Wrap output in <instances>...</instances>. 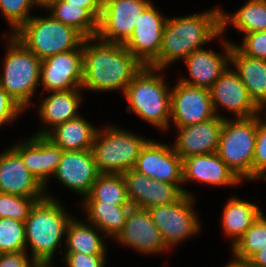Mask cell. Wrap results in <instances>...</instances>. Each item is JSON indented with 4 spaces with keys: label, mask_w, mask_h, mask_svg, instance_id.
<instances>
[{
    "label": "cell",
    "mask_w": 266,
    "mask_h": 267,
    "mask_svg": "<svg viewBox=\"0 0 266 267\" xmlns=\"http://www.w3.org/2000/svg\"><path fill=\"white\" fill-rule=\"evenodd\" d=\"M230 61L236 67L250 98L259 106L266 101V60L244 55L235 44L232 45Z\"/></svg>",
    "instance_id": "d4e9b609"
},
{
    "label": "cell",
    "mask_w": 266,
    "mask_h": 267,
    "mask_svg": "<svg viewBox=\"0 0 266 267\" xmlns=\"http://www.w3.org/2000/svg\"><path fill=\"white\" fill-rule=\"evenodd\" d=\"M95 41L96 44H91ZM143 67L124 44L104 42L98 37L83 40L82 89L95 91L121 89L124 93Z\"/></svg>",
    "instance_id": "6da1fadb"
},
{
    "label": "cell",
    "mask_w": 266,
    "mask_h": 267,
    "mask_svg": "<svg viewBox=\"0 0 266 267\" xmlns=\"http://www.w3.org/2000/svg\"><path fill=\"white\" fill-rule=\"evenodd\" d=\"M122 176L128 201L132 207L149 209L177 202L184 195L192 196L181 186L149 178L134 169L124 172Z\"/></svg>",
    "instance_id": "8fae6325"
},
{
    "label": "cell",
    "mask_w": 266,
    "mask_h": 267,
    "mask_svg": "<svg viewBox=\"0 0 266 267\" xmlns=\"http://www.w3.org/2000/svg\"><path fill=\"white\" fill-rule=\"evenodd\" d=\"M249 267H266V244L254 253L248 260Z\"/></svg>",
    "instance_id": "7bdbcfd3"
},
{
    "label": "cell",
    "mask_w": 266,
    "mask_h": 267,
    "mask_svg": "<svg viewBox=\"0 0 266 267\" xmlns=\"http://www.w3.org/2000/svg\"><path fill=\"white\" fill-rule=\"evenodd\" d=\"M256 133L257 116L235 121L224 119L217 154L240 180H252Z\"/></svg>",
    "instance_id": "ba28073f"
},
{
    "label": "cell",
    "mask_w": 266,
    "mask_h": 267,
    "mask_svg": "<svg viewBox=\"0 0 266 267\" xmlns=\"http://www.w3.org/2000/svg\"><path fill=\"white\" fill-rule=\"evenodd\" d=\"M225 54L221 55L210 50H195L184 59L191 79L182 78L180 82L190 86L210 89L228 68L232 45L223 41Z\"/></svg>",
    "instance_id": "7402d4cb"
},
{
    "label": "cell",
    "mask_w": 266,
    "mask_h": 267,
    "mask_svg": "<svg viewBox=\"0 0 266 267\" xmlns=\"http://www.w3.org/2000/svg\"><path fill=\"white\" fill-rule=\"evenodd\" d=\"M193 200V196L184 195L177 202L148 209L168 248L199 231V219L192 209Z\"/></svg>",
    "instance_id": "30bf717a"
},
{
    "label": "cell",
    "mask_w": 266,
    "mask_h": 267,
    "mask_svg": "<svg viewBox=\"0 0 266 267\" xmlns=\"http://www.w3.org/2000/svg\"><path fill=\"white\" fill-rule=\"evenodd\" d=\"M148 139L110 126L96 132L92 152L100 174H123L133 169Z\"/></svg>",
    "instance_id": "52a82bcc"
},
{
    "label": "cell",
    "mask_w": 266,
    "mask_h": 267,
    "mask_svg": "<svg viewBox=\"0 0 266 267\" xmlns=\"http://www.w3.org/2000/svg\"><path fill=\"white\" fill-rule=\"evenodd\" d=\"M166 20L167 17H163L151 3L140 15L131 37L124 44L143 66H151L158 59Z\"/></svg>",
    "instance_id": "4fadbf2b"
},
{
    "label": "cell",
    "mask_w": 266,
    "mask_h": 267,
    "mask_svg": "<svg viewBox=\"0 0 266 267\" xmlns=\"http://www.w3.org/2000/svg\"><path fill=\"white\" fill-rule=\"evenodd\" d=\"M32 267H51L50 262H36Z\"/></svg>",
    "instance_id": "bcb514c9"
},
{
    "label": "cell",
    "mask_w": 266,
    "mask_h": 267,
    "mask_svg": "<svg viewBox=\"0 0 266 267\" xmlns=\"http://www.w3.org/2000/svg\"><path fill=\"white\" fill-rule=\"evenodd\" d=\"M27 252L0 254V267H32L36 262L28 259Z\"/></svg>",
    "instance_id": "60d3db41"
},
{
    "label": "cell",
    "mask_w": 266,
    "mask_h": 267,
    "mask_svg": "<svg viewBox=\"0 0 266 267\" xmlns=\"http://www.w3.org/2000/svg\"><path fill=\"white\" fill-rule=\"evenodd\" d=\"M69 4L82 5L87 8L98 20L102 14L103 0H64Z\"/></svg>",
    "instance_id": "b9f144b4"
},
{
    "label": "cell",
    "mask_w": 266,
    "mask_h": 267,
    "mask_svg": "<svg viewBox=\"0 0 266 267\" xmlns=\"http://www.w3.org/2000/svg\"><path fill=\"white\" fill-rule=\"evenodd\" d=\"M0 87L25 109L40 82L41 60L29 51L14 35L10 37Z\"/></svg>",
    "instance_id": "8992f818"
},
{
    "label": "cell",
    "mask_w": 266,
    "mask_h": 267,
    "mask_svg": "<svg viewBox=\"0 0 266 267\" xmlns=\"http://www.w3.org/2000/svg\"><path fill=\"white\" fill-rule=\"evenodd\" d=\"M62 1V0H35L36 4L40 7H45L48 8L50 7L53 3Z\"/></svg>",
    "instance_id": "f6af8a7d"
},
{
    "label": "cell",
    "mask_w": 266,
    "mask_h": 267,
    "mask_svg": "<svg viewBox=\"0 0 266 267\" xmlns=\"http://www.w3.org/2000/svg\"><path fill=\"white\" fill-rule=\"evenodd\" d=\"M117 240L142 253H160L168 250L162 234L152 221L148 209L132 207Z\"/></svg>",
    "instance_id": "e0dca14e"
},
{
    "label": "cell",
    "mask_w": 266,
    "mask_h": 267,
    "mask_svg": "<svg viewBox=\"0 0 266 267\" xmlns=\"http://www.w3.org/2000/svg\"><path fill=\"white\" fill-rule=\"evenodd\" d=\"M264 217L262 213L232 246L235 259L247 261L266 244V218Z\"/></svg>",
    "instance_id": "d6a6232c"
},
{
    "label": "cell",
    "mask_w": 266,
    "mask_h": 267,
    "mask_svg": "<svg viewBox=\"0 0 266 267\" xmlns=\"http://www.w3.org/2000/svg\"><path fill=\"white\" fill-rule=\"evenodd\" d=\"M73 218L68 222L65 234L67 235V252L82 254H105V245L98 231ZM101 237V238H100Z\"/></svg>",
    "instance_id": "4dcf8cb0"
},
{
    "label": "cell",
    "mask_w": 266,
    "mask_h": 267,
    "mask_svg": "<svg viewBox=\"0 0 266 267\" xmlns=\"http://www.w3.org/2000/svg\"><path fill=\"white\" fill-rule=\"evenodd\" d=\"M209 90L216 116H219L216 114L218 105L233 112L236 119L259 115L258 106L250 98L236 71L227 68Z\"/></svg>",
    "instance_id": "2e32d148"
},
{
    "label": "cell",
    "mask_w": 266,
    "mask_h": 267,
    "mask_svg": "<svg viewBox=\"0 0 266 267\" xmlns=\"http://www.w3.org/2000/svg\"><path fill=\"white\" fill-rule=\"evenodd\" d=\"M183 183L191 180L216 186L236 185L240 179L217 152L193 155L182 160Z\"/></svg>",
    "instance_id": "603a6c76"
},
{
    "label": "cell",
    "mask_w": 266,
    "mask_h": 267,
    "mask_svg": "<svg viewBox=\"0 0 266 267\" xmlns=\"http://www.w3.org/2000/svg\"><path fill=\"white\" fill-rule=\"evenodd\" d=\"M34 136L12 148L21 156L29 172L45 188L48 177L55 174L64 150L45 136Z\"/></svg>",
    "instance_id": "d6986e66"
},
{
    "label": "cell",
    "mask_w": 266,
    "mask_h": 267,
    "mask_svg": "<svg viewBox=\"0 0 266 267\" xmlns=\"http://www.w3.org/2000/svg\"><path fill=\"white\" fill-rule=\"evenodd\" d=\"M225 267H249L247 261H240L233 259L232 262L228 263Z\"/></svg>",
    "instance_id": "ee69618b"
},
{
    "label": "cell",
    "mask_w": 266,
    "mask_h": 267,
    "mask_svg": "<svg viewBox=\"0 0 266 267\" xmlns=\"http://www.w3.org/2000/svg\"><path fill=\"white\" fill-rule=\"evenodd\" d=\"M221 9L181 18H167L158 59L151 67L164 70L176 59L183 60L206 42L221 37Z\"/></svg>",
    "instance_id": "7a4b0ae2"
},
{
    "label": "cell",
    "mask_w": 266,
    "mask_h": 267,
    "mask_svg": "<svg viewBox=\"0 0 266 267\" xmlns=\"http://www.w3.org/2000/svg\"><path fill=\"white\" fill-rule=\"evenodd\" d=\"M135 171L159 181L176 184L183 183L182 158L173 146L148 140L142 147Z\"/></svg>",
    "instance_id": "9a60e30c"
},
{
    "label": "cell",
    "mask_w": 266,
    "mask_h": 267,
    "mask_svg": "<svg viewBox=\"0 0 266 267\" xmlns=\"http://www.w3.org/2000/svg\"><path fill=\"white\" fill-rule=\"evenodd\" d=\"M259 178L266 179V124L257 115V133L252 160V180Z\"/></svg>",
    "instance_id": "8d00e7d4"
},
{
    "label": "cell",
    "mask_w": 266,
    "mask_h": 267,
    "mask_svg": "<svg viewBox=\"0 0 266 267\" xmlns=\"http://www.w3.org/2000/svg\"><path fill=\"white\" fill-rule=\"evenodd\" d=\"M22 108L0 87V127L7 122L13 121Z\"/></svg>",
    "instance_id": "ab89813d"
},
{
    "label": "cell",
    "mask_w": 266,
    "mask_h": 267,
    "mask_svg": "<svg viewBox=\"0 0 266 267\" xmlns=\"http://www.w3.org/2000/svg\"><path fill=\"white\" fill-rule=\"evenodd\" d=\"M37 5L35 0H0V10L17 32L30 18V8Z\"/></svg>",
    "instance_id": "d590c367"
},
{
    "label": "cell",
    "mask_w": 266,
    "mask_h": 267,
    "mask_svg": "<svg viewBox=\"0 0 266 267\" xmlns=\"http://www.w3.org/2000/svg\"><path fill=\"white\" fill-rule=\"evenodd\" d=\"M171 119L176 127H186L214 118L210 90L178 82L171 90Z\"/></svg>",
    "instance_id": "7c38bea8"
},
{
    "label": "cell",
    "mask_w": 266,
    "mask_h": 267,
    "mask_svg": "<svg viewBox=\"0 0 266 267\" xmlns=\"http://www.w3.org/2000/svg\"><path fill=\"white\" fill-rule=\"evenodd\" d=\"M80 89L66 91H51L45 100L42 101L39 109L40 118L43 123L56 127L66 121L79 116L77 109L82 99Z\"/></svg>",
    "instance_id": "484cf974"
},
{
    "label": "cell",
    "mask_w": 266,
    "mask_h": 267,
    "mask_svg": "<svg viewBox=\"0 0 266 267\" xmlns=\"http://www.w3.org/2000/svg\"><path fill=\"white\" fill-rule=\"evenodd\" d=\"M51 196L37 201L25 220L26 244H30L31 259L50 262L57 246L62 244L68 222L72 219Z\"/></svg>",
    "instance_id": "3957f363"
},
{
    "label": "cell",
    "mask_w": 266,
    "mask_h": 267,
    "mask_svg": "<svg viewBox=\"0 0 266 267\" xmlns=\"http://www.w3.org/2000/svg\"><path fill=\"white\" fill-rule=\"evenodd\" d=\"M105 255L67 252L63 258L68 267H104Z\"/></svg>",
    "instance_id": "f35d334b"
},
{
    "label": "cell",
    "mask_w": 266,
    "mask_h": 267,
    "mask_svg": "<svg viewBox=\"0 0 266 267\" xmlns=\"http://www.w3.org/2000/svg\"><path fill=\"white\" fill-rule=\"evenodd\" d=\"M40 79L44 89H81L83 82V43L75 50L52 55L41 62Z\"/></svg>",
    "instance_id": "5bb4252c"
},
{
    "label": "cell",
    "mask_w": 266,
    "mask_h": 267,
    "mask_svg": "<svg viewBox=\"0 0 266 267\" xmlns=\"http://www.w3.org/2000/svg\"><path fill=\"white\" fill-rule=\"evenodd\" d=\"M235 46L244 55L266 60V31L245 34L242 46Z\"/></svg>",
    "instance_id": "74e56055"
},
{
    "label": "cell",
    "mask_w": 266,
    "mask_h": 267,
    "mask_svg": "<svg viewBox=\"0 0 266 267\" xmlns=\"http://www.w3.org/2000/svg\"><path fill=\"white\" fill-rule=\"evenodd\" d=\"M92 149L64 151L54 174L68 188L87 196L99 176Z\"/></svg>",
    "instance_id": "44dd1931"
},
{
    "label": "cell",
    "mask_w": 266,
    "mask_h": 267,
    "mask_svg": "<svg viewBox=\"0 0 266 267\" xmlns=\"http://www.w3.org/2000/svg\"><path fill=\"white\" fill-rule=\"evenodd\" d=\"M88 220L98 231L115 237L122 231L131 205H116L104 202H83Z\"/></svg>",
    "instance_id": "83f0119b"
},
{
    "label": "cell",
    "mask_w": 266,
    "mask_h": 267,
    "mask_svg": "<svg viewBox=\"0 0 266 267\" xmlns=\"http://www.w3.org/2000/svg\"><path fill=\"white\" fill-rule=\"evenodd\" d=\"M44 188L29 172L21 156L9 148L0 154V192L24 197H46Z\"/></svg>",
    "instance_id": "ffe728a7"
},
{
    "label": "cell",
    "mask_w": 266,
    "mask_h": 267,
    "mask_svg": "<svg viewBox=\"0 0 266 267\" xmlns=\"http://www.w3.org/2000/svg\"><path fill=\"white\" fill-rule=\"evenodd\" d=\"M266 107V101L261 103L259 106H258V112H260L262 110V108ZM266 119V118H265ZM265 119L262 120V122L264 124H266V121H264Z\"/></svg>",
    "instance_id": "7dc6e473"
},
{
    "label": "cell",
    "mask_w": 266,
    "mask_h": 267,
    "mask_svg": "<svg viewBox=\"0 0 266 267\" xmlns=\"http://www.w3.org/2000/svg\"><path fill=\"white\" fill-rule=\"evenodd\" d=\"M160 69L144 66L126 87L128 112L161 129H168L171 117V90L167 89L163 76L155 73ZM170 91V92H169Z\"/></svg>",
    "instance_id": "277c9868"
},
{
    "label": "cell",
    "mask_w": 266,
    "mask_h": 267,
    "mask_svg": "<svg viewBox=\"0 0 266 267\" xmlns=\"http://www.w3.org/2000/svg\"><path fill=\"white\" fill-rule=\"evenodd\" d=\"M83 202L130 205L122 174H99Z\"/></svg>",
    "instance_id": "1f68e13d"
},
{
    "label": "cell",
    "mask_w": 266,
    "mask_h": 267,
    "mask_svg": "<svg viewBox=\"0 0 266 267\" xmlns=\"http://www.w3.org/2000/svg\"><path fill=\"white\" fill-rule=\"evenodd\" d=\"M150 4L149 0H103L97 37L104 42L125 44Z\"/></svg>",
    "instance_id": "9c48e42d"
},
{
    "label": "cell",
    "mask_w": 266,
    "mask_h": 267,
    "mask_svg": "<svg viewBox=\"0 0 266 267\" xmlns=\"http://www.w3.org/2000/svg\"><path fill=\"white\" fill-rule=\"evenodd\" d=\"M229 23L245 34L266 31V0H249L233 15L221 11V34Z\"/></svg>",
    "instance_id": "f546056e"
},
{
    "label": "cell",
    "mask_w": 266,
    "mask_h": 267,
    "mask_svg": "<svg viewBox=\"0 0 266 267\" xmlns=\"http://www.w3.org/2000/svg\"><path fill=\"white\" fill-rule=\"evenodd\" d=\"M48 9L51 16L65 25L73 27L84 38L97 37L99 20L82 5L69 4L64 0L53 3Z\"/></svg>",
    "instance_id": "f1b7e54d"
},
{
    "label": "cell",
    "mask_w": 266,
    "mask_h": 267,
    "mask_svg": "<svg viewBox=\"0 0 266 267\" xmlns=\"http://www.w3.org/2000/svg\"><path fill=\"white\" fill-rule=\"evenodd\" d=\"M41 61L77 49L85 39L73 27L50 17H31L13 34Z\"/></svg>",
    "instance_id": "5b68a950"
},
{
    "label": "cell",
    "mask_w": 266,
    "mask_h": 267,
    "mask_svg": "<svg viewBox=\"0 0 266 267\" xmlns=\"http://www.w3.org/2000/svg\"><path fill=\"white\" fill-rule=\"evenodd\" d=\"M54 129V130H53ZM51 131L39 130L36 135L45 136L54 145L64 151H85L92 149L97 128L84 118L78 116L74 119L57 125Z\"/></svg>",
    "instance_id": "cb8c5ba5"
},
{
    "label": "cell",
    "mask_w": 266,
    "mask_h": 267,
    "mask_svg": "<svg viewBox=\"0 0 266 267\" xmlns=\"http://www.w3.org/2000/svg\"><path fill=\"white\" fill-rule=\"evenodd\" d=\"M224 119L215 116L194 125L177 127L179 135L173 145L174 151L182 160L193 155L217 152Z\"/></svg>",
    "instance_id": "ac0fdd59"
},
{
    "label": "cell",
    "mask_w": 266,
    "mask_h": 267,
    "mask_svg": "<svg viewBox=\"0 0 266 267\" xmlns=\"http://www.w3.org/2000/svg\"><path fill=\"white\" fill-rule=\"evenodd\" d=\"M261 214L259 208L250 202L235 197L229 199L222 213V227L226 235L234 238L232 246Z\"/></svg>",
    "instance_id": "4316f807"
},
{
    "label": "cell",
    "mask_w": 266,
    "mask_h": 267,
    "mask_svg": "<svg viewBox=\"0 0 266 267\" xmlns=\"http://www.w3.org/2000/svg\"><path fill=\"white\" fill-rule=\"evenodd\" d=\"M25 223L0 218V254L26 251Z\"/></svg>",
    "instance_id": "836d02e7"
},
{
    "label": "cell",
    "mask_w": 266,
    "mask_h": 267,
    "mask_svg": "<svg viewBox=\"0 0 266 267\" xmlns=\"http://www.w3.org/2000/svg\"><path fill=\"white\" fill-rule=\"evenodd\" d=\"M45 197H24L0 192V218L8 217L24 222L34 204Z\"/></svg>",
    "instance_id": "e575fe53"
}]
</instances>
